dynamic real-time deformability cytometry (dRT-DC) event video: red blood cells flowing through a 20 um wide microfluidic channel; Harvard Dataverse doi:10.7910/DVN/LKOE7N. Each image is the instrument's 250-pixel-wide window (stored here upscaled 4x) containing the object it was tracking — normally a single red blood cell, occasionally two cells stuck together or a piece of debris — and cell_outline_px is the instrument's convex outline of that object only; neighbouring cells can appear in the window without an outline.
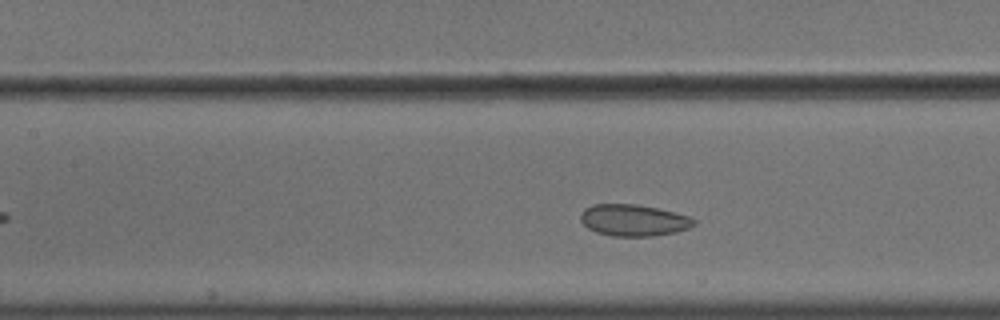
{"species": "common noctule bat (a hibernating species)", "species_latin": "Nyctalus noctula", "temperature_condition": "cold", "stored_images_in_passage": 40, "camera_frame_rate_fps": 3000, "um_per_image_px": 0.085, "animal": {"sex": "male", "body_mass_g": 18.8}, "frame": {"image": 1, "passage_image": 14, "time_ms": 4.333, "image_size_px": [1000, 320], "cell_outline_px": [[696, 224], [688, 228], [676, 232], [652, 236], [612, 236], [596, 232], [588, 228], [580, 220], [580, 216], [584, 208], [592, 204], [636, 204], [656, 208], [692, 216], [696, 220]], "centroid_in_image_um": [53.86, 18.72], "position_along_channel_um": 153.5, "area_um2": 20.98}}
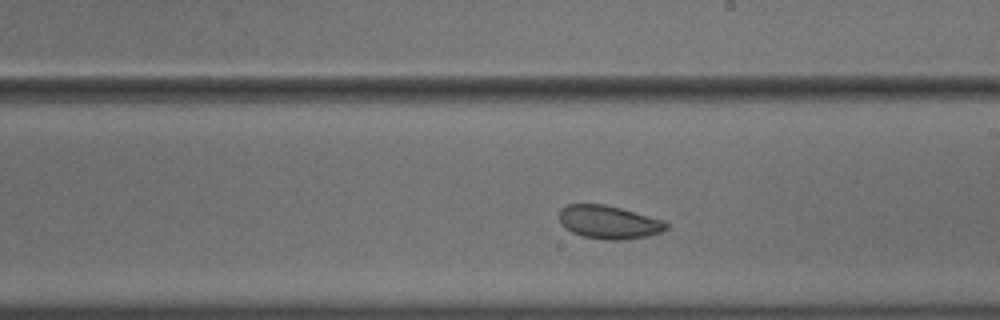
{"frame": {"image": 2, "passage_image": 21, "time_ms": 6.667, "image_size_px": [1000, 320], "cell_outline_px": [[668, 228], [660, 232], [648, 236], [624, 240], [608, 240], [584, 236], [572, 232], [564, 228], [560, 224], [560, 208], [568, 204], [604, 204], [620, 208], [664, 220], [668, 224]], "centroid_in_image_um": [51.74, 18.88], "position_along_channel_um": 237.3, "area_um2": 20.75}}
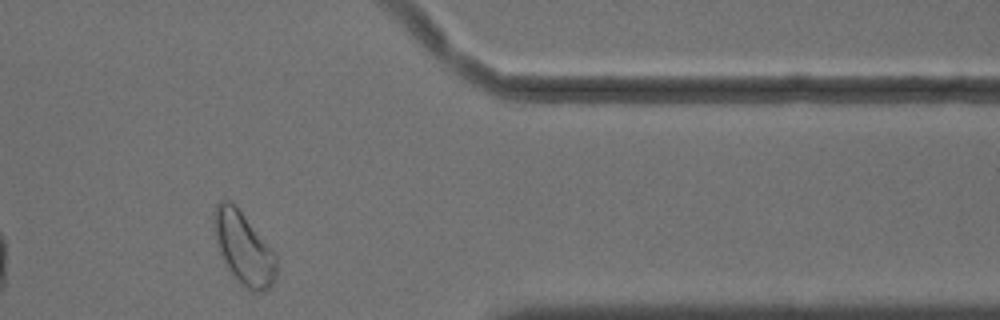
{"frame": {"image": 3, "passage_image": 35, "time_ms": 11.333, "image_size_px": [1000, 320], "cell_outline_px": [[276, 280], [264, 292], [252, 292], [240, 284], [232, 276], [220, 252], [216, 240], [212, 220], [212, 212], [216, 204], [220, 200], [228, 200], [240, 212], [272, 248], [276, 256]], "centroid_in_image_um": [20.7, 21.14], "position_along_channel_um": 390.7, "area_um2": 26.18}}